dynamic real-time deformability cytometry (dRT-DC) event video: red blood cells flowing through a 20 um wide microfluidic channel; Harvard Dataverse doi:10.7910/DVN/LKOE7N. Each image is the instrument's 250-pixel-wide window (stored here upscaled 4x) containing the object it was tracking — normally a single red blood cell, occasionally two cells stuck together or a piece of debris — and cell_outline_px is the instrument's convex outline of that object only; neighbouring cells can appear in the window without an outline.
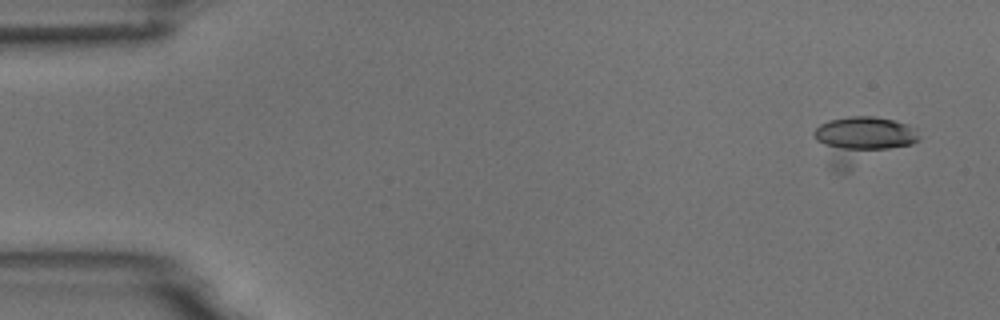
{"species": "common noctule bat (a hibernating species)", "species_latin": "Nyctalus noctula", "temperature_condition": "room temperature", "stored_images_in_passage": 5, "camera_frame_rate_fps": 3000, "um_per_image_px": 0.085, "animal": {"sex": "male", "body_mass_g": 18.8}, "frame": {"image": 1, "passage_image": 1, "time_ms": 0.0, "image_size_px": [1000, 320], "cell_outline_px": [[920, 140], [912, 144], [848, 172], [836, 172], [828, 164], [812, 132], [820, 124], [828, 120], [848, 116], [872, 116], [892, 120], [908, 124], [920, 136]], "centroid_in_image_um": [73.21, 11.93], "position_along_channel_um": 11.8, "area_um2": 28.96}}